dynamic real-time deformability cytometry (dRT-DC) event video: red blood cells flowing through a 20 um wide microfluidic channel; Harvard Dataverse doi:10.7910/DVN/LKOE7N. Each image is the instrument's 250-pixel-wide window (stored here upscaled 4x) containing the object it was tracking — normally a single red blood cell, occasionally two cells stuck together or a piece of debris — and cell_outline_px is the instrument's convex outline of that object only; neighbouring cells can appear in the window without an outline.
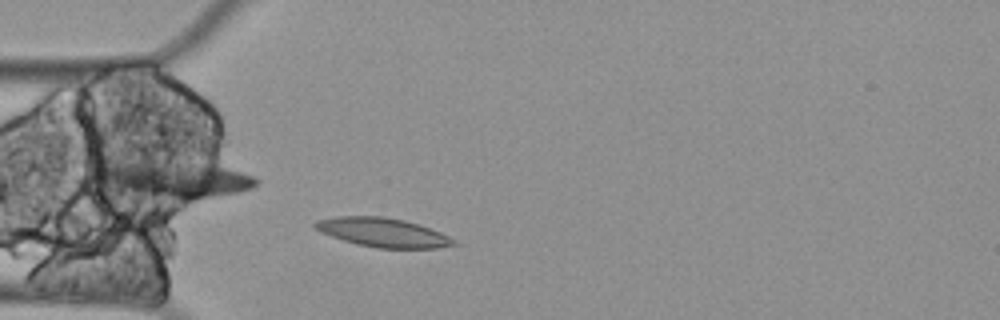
{"species": "Egyptian fruit bat (a non-hibernating species)", "species_latin": "Rousettus aegyptiacus", "temperature_condition": "cold", "stored_images_in_passage": 51, "camera_frame_rate_fps": 3000, "um_per_image_px": 0.085, "animal": {"sex": "female"}, "frame": {"image": 1, "passage_image": 8, "time_ms": 2.333, "image_size_px": [1000, 320], "cell_outline_px": [[460, 244], [436, 248], [376, 248], [356, 244], [320, 232], [312, 224], [316, 220], [336, 216], [384, 216], [404, 220], [440, 232], [456, 240]], "centroid_in_image_um": [32.54, 19.76], "position_along_channel_um": 52.5, "area_um2": 23.41}}
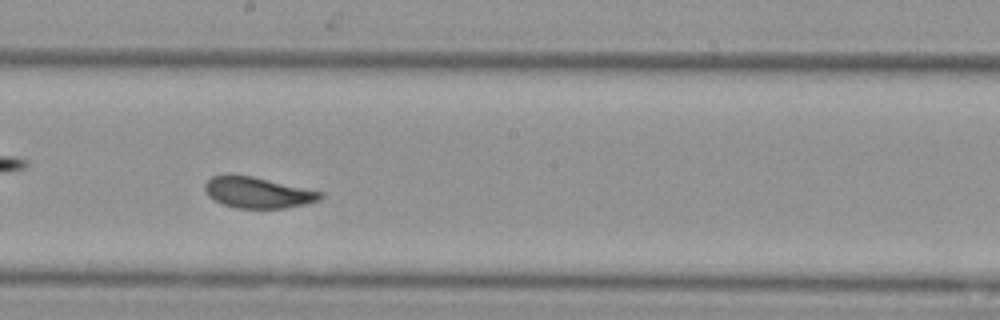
{"frame": {"image": 2, "passage_image": 24, "time_ms": 7.667, "image_size_px": [1000, 320], "cell_outline_px": [[324, 196], [320, 200], [304, 204], [284, 208], [236, 208], [224, 204], [208, 196], [204, 188], [204, 184], [212, 176], [252, 176], [324, 192]], "centroid_in_image_um": [21.95, 16.38], "position_along_channel_um": 226.2, "area_um2": 20.52}}
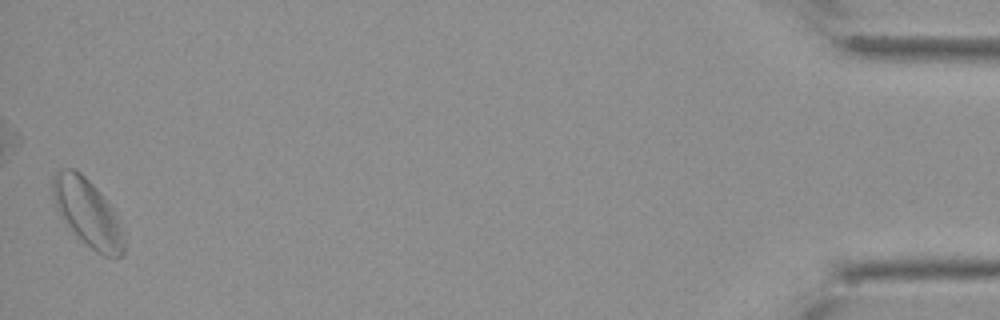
{"frame": {"image": 3, "passage_image": 51, "time_ms": 16.667, "image_size_px": [1000, 320], "cell_outline_px": [[124, 252], [120, 256], [104, 256], [96, 252], [72, 228], [56, 208], [52, 192], [52, 176], [56, 172], [64, 168], [72, 168], [80, 172], [100, 192], [108, 204], [120, 228], [124, 240]], "centroid_in_image_um": [7.41, 18.04], "position_along_channel_um": 427.8, "area_um2": 26.59}, "authors_computed_cell_mechanics": {"area_um2": 22.3108, "velocity_mm_per_s": 3.2426, "shape_relaxation_time_tau1_ms": null, "shape_relaxation_time_tau2_ms": 7.287, "deformation_change_tau1": null, "deformation_change_tau2": 0.0415}}